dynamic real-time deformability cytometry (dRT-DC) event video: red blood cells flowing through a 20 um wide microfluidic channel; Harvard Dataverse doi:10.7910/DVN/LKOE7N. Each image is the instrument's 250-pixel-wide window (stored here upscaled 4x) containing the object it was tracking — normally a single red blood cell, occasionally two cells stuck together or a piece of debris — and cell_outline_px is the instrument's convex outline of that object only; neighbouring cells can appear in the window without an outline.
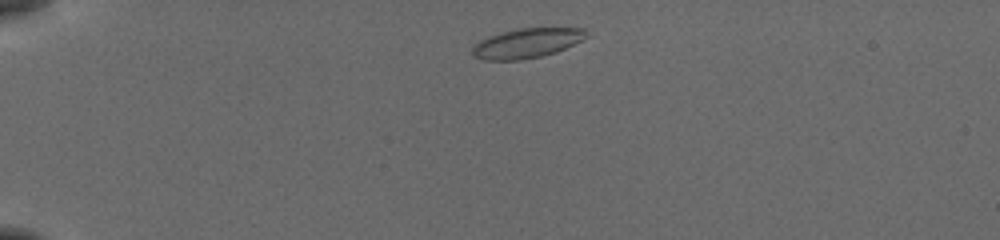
{"species": "common noctule bat (a hibernating species)", "species_latin": "Nyctalus noctula", "temperature_condition": "cold", "stored_images_in_passage": 44, "camera_frame_rate_fps": 3000, "um_per_image_px": 0.085, "animal": {"sex": "female", "body_mass_g": 19.5, "forearm_length_mm": 54.1}, "frame": {"image": 1, "passage_image": 3, "time_ms": 0.667, "image_size_px": [1000, 240], "cell_outline_px": [[588, 36], [556, 52], [540, 56], [520, 60], [484, 60], [472, 56], [472, 48], [480, 40], [488, 36], [500, 32], [520, 28], [584, 28]], "centroid_in_image_um": [44.73, 3.67], "position_along_channel_um": 40.3, "area_um2": 19.54}}
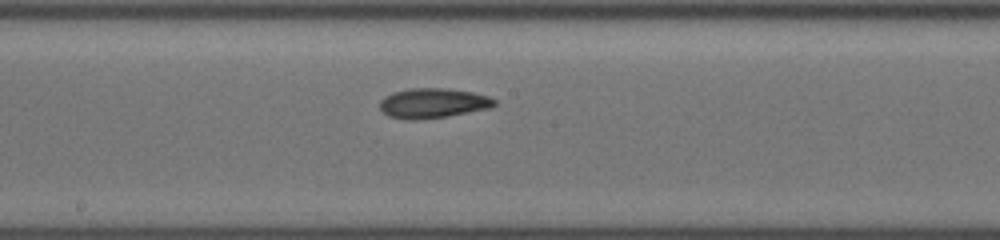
{"frame": {"image": 2, "passage_image": 21, "time_ms": 6.667, "image_size_px": [1000, 240], "cell_outline_px": [[496, 104], [492, 108], [448, 116], [416, 120], [408, 120], [388, 116], [380, 108], [380, 100], [384, 96], [392, 92], [408, 88], [448, 88], [472, 92], [488, 96], [496, 100]], "centroid_in_image_um": [36.8, 8.76], "position_along_channel_um": 211.4, "area_um2": 20.17}}
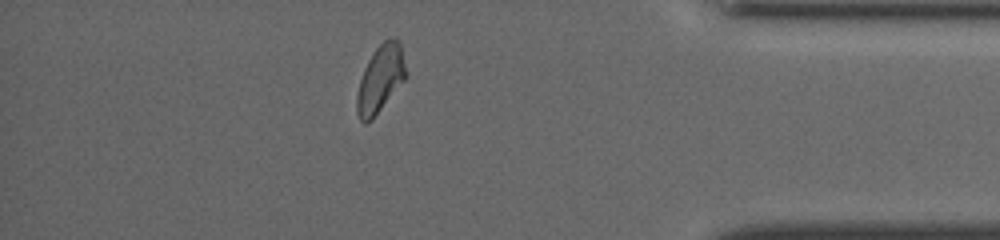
{"frame": {"image": 3, "passage_image": 38, "time_ms": 12.333, "image_size_px": [1000, 240], "cell_outline_px": [[404, 80], [372, 120], [364, 124], [360, 120], [356, 112], [356, 96], [360, 80], [364, 68], [368, 60], [376, 48], [388, 36], [396, 36], [400, 40], [404, 64]], "centroid_in_image_um": [32.3, 6.69], "position_along_channel_um": 402.9, "area_um2": 19.07}, "authors_computed_cell_mechanics": {"area_um2": 19.2185, "velocity_mm_per_s": 3.8314, "shape_relaxation_time_tau1_ms": 5.7634, "shape_relaxation_time_tau2_ms": 3.9981, "deformation_change_tau1": 0.1335, "deformation_change_tau2": 0.0967}}